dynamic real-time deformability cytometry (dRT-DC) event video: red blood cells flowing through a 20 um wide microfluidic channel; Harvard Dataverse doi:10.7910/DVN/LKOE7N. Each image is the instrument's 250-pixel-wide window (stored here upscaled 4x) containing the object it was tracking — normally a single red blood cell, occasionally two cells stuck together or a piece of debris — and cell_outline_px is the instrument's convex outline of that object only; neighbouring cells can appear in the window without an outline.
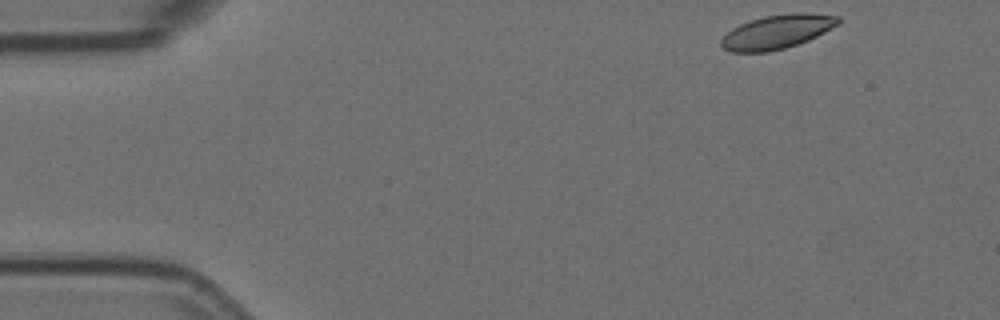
{"species": "Egyptian fruit bat (a non-hibernating species)", "species_latin": "Rousettus aegyptiacus", "temperature_condition": "room temperature", "stored_images_in_passage": 51, "camera_frame_rate_fps": 3000, "um_per_image_px": 0.085, "animal": {"sex": "female"}, "frame": {"image": 1, "passage_image": 1, "time_ms": 0.0, "image_size_px": [1000, 320], "cell_outline_px": [[840, 24], [808, 40], [784, 48], [768, 52], [732, 52], [724, 48], [720, 44], [720, 40], [732, 28], [740, 24], [764, 16], [792, 12], [800, 12], [840, 16]], "centroid_in_image_um": [66.06, 2.69], "position_along_channel_um": 18.9, "area_um2": 23.06}}
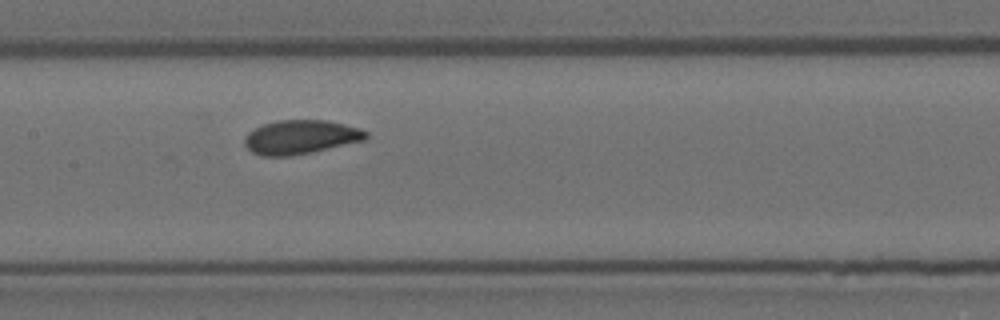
{"frame": {"image": 2, "passage_image": 22, "time_ms": 7.0, "image_size_px": [1000, 320], "cell_outline_px": [[368, 136], [364, 140], [312, 152], [288, 156], [260, 156], [252, 152], [244, 144], [244, 140], [248, 132], [264, 124], [276, 120], [328, 120], [360, 128], [368, 132]], "centroid_in_image_um": [25.55, 11.65], "position_along_channel_um": 181.8, "area_um2": 23.99}}
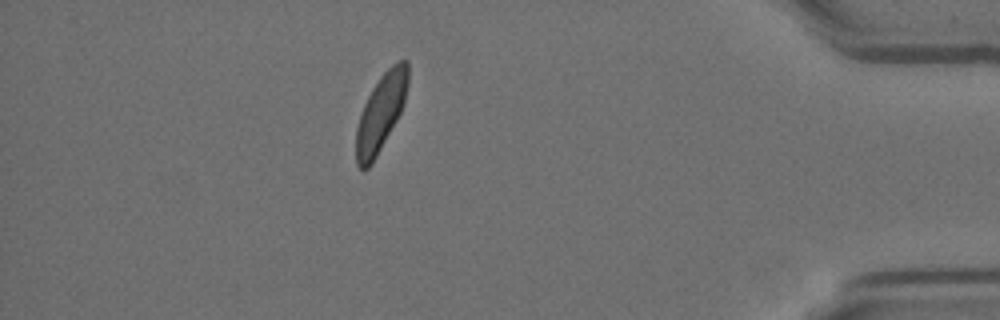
{"frame": {"image": 3, "passage_image": 44, "time_ms": 14.333, "image_size_px": [1000, 320], "cell_outline_px": [[408, 84], [404, 104], [396, 120], [372, 164], [368, 168], [360, 168], [356, 164], [356, 128], [364, 104], [372, 88], [380, 76], [396, 60], [408, 60]], "centroid_in_image_um": [32.38, 9.54], "position_along_channel_um": 402.8, "area_um2": 23.06}, "authors_computed_cell_mechanics": {"area_um2": 23.8714, "velocity_mm_per_s": 3.6451, "shape_relaxation_time_tau1_ms": 3.0329, "shape_relaxation_time_tau2_ms": 2.3919, "deformation_change_tau1": 0.0992, "deformation_change_tau2": 0.0451}}